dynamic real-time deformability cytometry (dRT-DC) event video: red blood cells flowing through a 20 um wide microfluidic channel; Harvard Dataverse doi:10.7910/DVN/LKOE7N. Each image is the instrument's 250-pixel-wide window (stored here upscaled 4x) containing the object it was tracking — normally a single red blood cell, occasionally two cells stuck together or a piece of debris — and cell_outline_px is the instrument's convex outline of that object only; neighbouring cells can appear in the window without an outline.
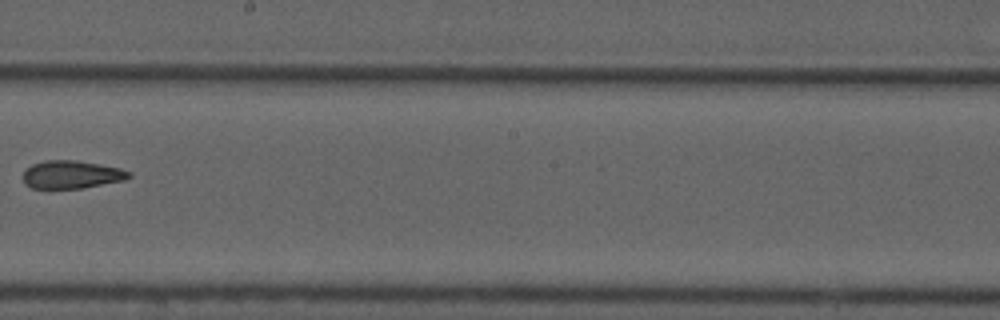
{"species": "common noctule bat (a hibernating species)", "species_latin": "Nyctalus noctula", "temperature_condition": "cold", "stored_images_in_passage": 10, "camera_frame_rate_fps": 3000, "um_per_image_px": 0.085, "animal": {"sex": "male", "forearm_length_mm": 52.5}, "frame": {"image": 1, "passage_image": 9, "time_ms": 11.0, "image_size_px": [1000, 320], "cell_outline_px": [[132, 176], [124, 180], [84, 188], [32, 188], [24, 184], [24, 172], [32, 164], [44, 160], [76, 160], [100, 164], [120, 168], [132, 172]], "centroid_in_image_um": [6.11, 14.83], "position_along_channel_um": 242.1, "area_um2": 17.28}}
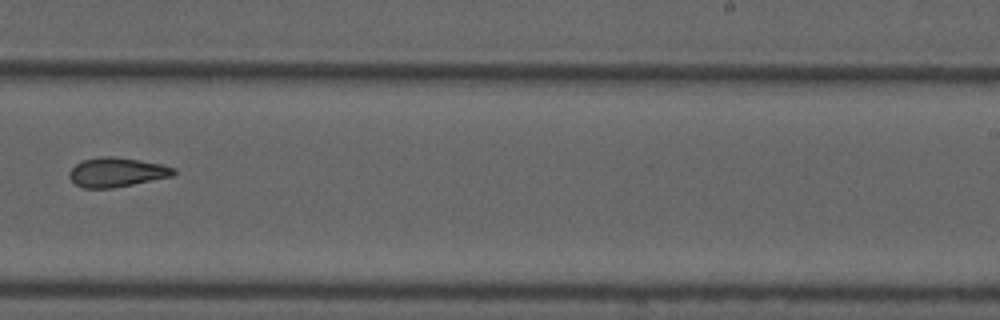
{"frame": {"image": 2, "passage_image": 10, "time_ms": 12.0, "image_size_px": [1000, 320], "cell_outline_px": [[176, 172], [172, 176], [112, 188], [84, 188], [76, 184], [68, 176], [68, 172], [80, 160], [100, 156], [112, 156], [140, 160], [160, 164], [176, 168]], "centroid_in_image_um": [9.89, 14.63], "position_along_channel_um": 279.1, "area_um2": 17.8}}